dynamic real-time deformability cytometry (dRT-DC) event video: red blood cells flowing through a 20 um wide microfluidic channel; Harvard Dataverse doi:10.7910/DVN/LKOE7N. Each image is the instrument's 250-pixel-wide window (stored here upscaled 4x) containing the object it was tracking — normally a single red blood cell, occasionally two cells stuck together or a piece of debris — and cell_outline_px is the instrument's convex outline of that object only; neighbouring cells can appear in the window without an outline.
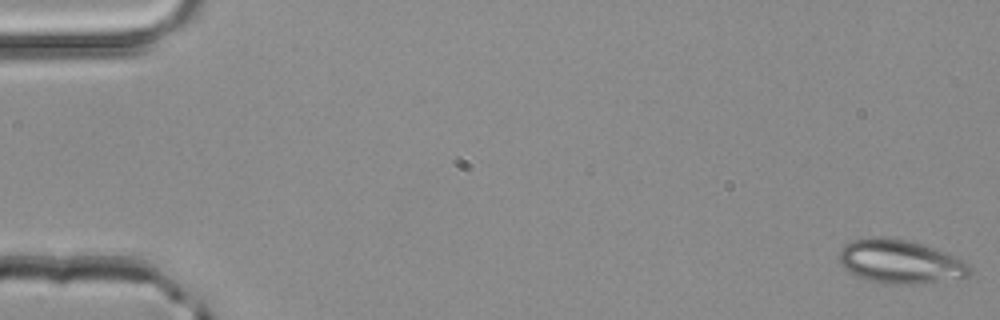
{"species": "common noctule bat (a hibernating species)", "species_latin": "Nyctalus noctula", "temperature_condition": "room temperature", "stored_images_in_passage": 4, "camera_frame_rate_fps": 3000, "um_per_image_px": 0.085, "animal": {"sex": "male", "body_mass_g": 20.4}, "frame": {"image": 1, "passage_image": 1, "time_ms": 0.0, "image_size_px": [1000, 320], "cell_outline_px": [[972, 272], [968, 276], [960, 280], [924, 284], [884, 284], [868, 280], [856, 276], [844, 268], [840, 264], [836, 256], [840, 248], [844, 244], [852, 240], [876, 236], [884, 236], [908, 240], [936, 248], [956, 256], [968, 264], [972, 268]], "centroid_in_image_um": [76.53, 22.25], "position_along_channel_um": 8.5, "area_um2": 34.33}}